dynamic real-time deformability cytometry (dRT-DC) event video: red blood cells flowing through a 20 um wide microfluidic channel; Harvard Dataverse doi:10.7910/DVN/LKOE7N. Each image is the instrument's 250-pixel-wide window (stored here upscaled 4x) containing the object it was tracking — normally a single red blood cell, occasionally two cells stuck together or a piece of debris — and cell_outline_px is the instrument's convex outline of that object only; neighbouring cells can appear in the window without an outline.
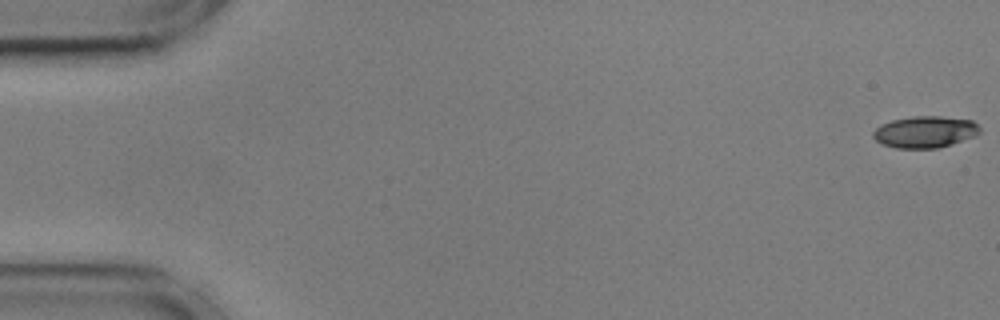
{"species": "common noctule bat (a hibernating species)", "species_latin": "Nyctalus noctula", "temperature_condition": "cold", "stored_images_in_passage": 56, "camera_frame_rate_fps": 3000, "um_per_image_px": 0.085, "animal": {"sex": "male", "body_mass_g": 17.9, "forearm_length_mm": 54.2}, "frame": {"image": 1, "passage_image": 1, "time_ms": 0.0, "image_size_px": [1000, 320], "cell_outline_px": [[980, 132], [976, 136], [952, 144], [936, 148], [896, 148], [884, 144], [876, 140], [872, 136], [872, 132], [876, 128], [892, 120], [916, 116], [940, 116], [972, 120], [980, 128]], "centroid_in_image_um": [78.65, 11.21], "position_along_channel_um": 6.3, "area_um2": 19.54}}
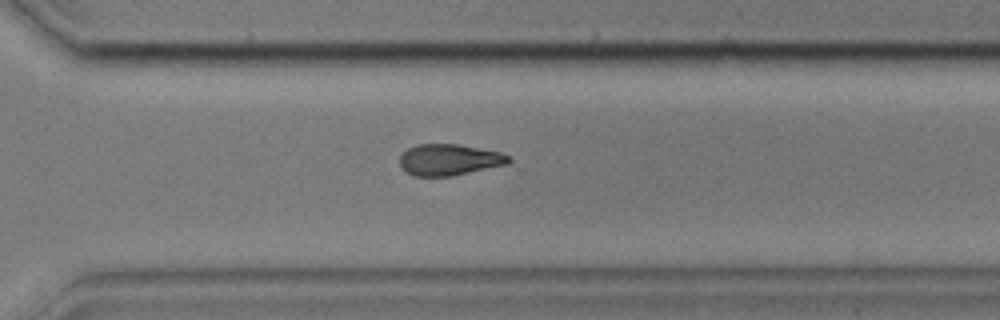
{"frame": {"image": 2, "passage_image": 40, "time_ms": 13.0, "image_size_px": [1000, 320], "cell_outline_px": [[512, 160], [508, 164], [452, 176], [412, 176], [404, 172], [400, 164], [400, 156], [408, 148], [416, 144], [460, 144], [500, 152], [512, 156]], "centroid_in_image_um": [38.19, 13.58], "position_along_channel_um": 332.4, "area_um2": 20.11}}
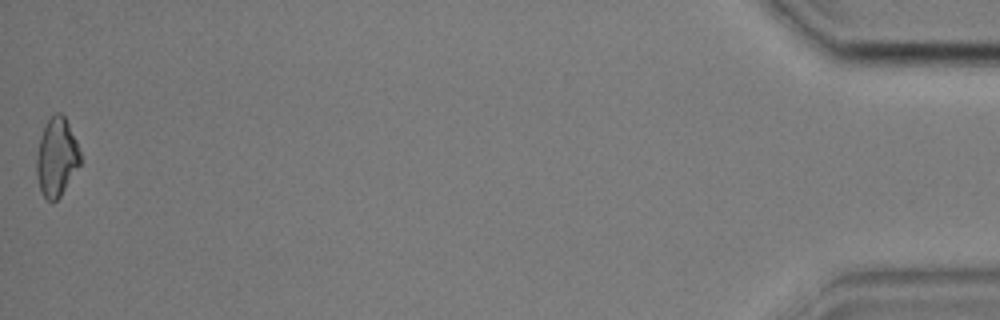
{"frame": {"image": 3, "passage_image": 56, "time_ms": 18.333, "image_size_px": [1000, 320], "cell_outline_px": [[80, 164], [60, 196], [56, 200], [48, 200], [40, 192], [36, 172], [36, 160], [40, 136], [48, 120], [56, 112], [60, 112], [64, 116], [76, 140], [80, 152]], "centroid_in_image_um": [4.8, 13.36], "position_along_channel_um": 430.4, "area_um2": 19.65}, "authors_computed_cell_mechanics": {"area_um2": 20.23, "velocity_mm_per_s": 3.596, "shape_relaxation_time_tau1_ms": 3.21, "shape_relaxation_time_tau2_ms": null, "deformation_change_tau1": 0.0999, "deformation_change_tau2": null}}